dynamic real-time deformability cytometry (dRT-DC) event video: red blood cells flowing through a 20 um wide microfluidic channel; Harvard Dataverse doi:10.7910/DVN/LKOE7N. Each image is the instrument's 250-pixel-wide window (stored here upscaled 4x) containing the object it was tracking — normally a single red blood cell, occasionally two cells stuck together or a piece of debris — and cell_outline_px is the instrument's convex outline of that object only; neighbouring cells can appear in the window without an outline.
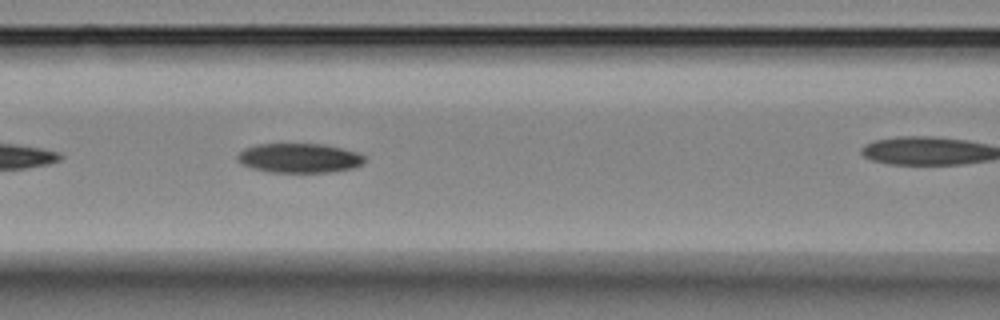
{"species": "Egyptian fruit bat (a non-hibernating species)", "species_latin": "Rousettus aegyptiacus", "temperature_condition": "room temperature", "stored_images_in_passage": 8, "camera_frame_rate_fps": 3000, "um_per_image_px": 0.085, "animal": {"sex": "female"}, "frame": {"image": 1, "passage_image": 6, "time_ms": 5.667, "image_size_px": [1000, 320], "cell_outline_px": [[364, 164], [352, 168], [328, 172], [268, 172], [252, 168], [240, 164], [236, 160], [236, 156], [244, 148], [256, 144], [324, 144], [356, 152], [364, 156]], "centroid_in_image_um": [25.39, 13.43], "position_along_channel_um": 141.2, "area_um2": 21.85}}